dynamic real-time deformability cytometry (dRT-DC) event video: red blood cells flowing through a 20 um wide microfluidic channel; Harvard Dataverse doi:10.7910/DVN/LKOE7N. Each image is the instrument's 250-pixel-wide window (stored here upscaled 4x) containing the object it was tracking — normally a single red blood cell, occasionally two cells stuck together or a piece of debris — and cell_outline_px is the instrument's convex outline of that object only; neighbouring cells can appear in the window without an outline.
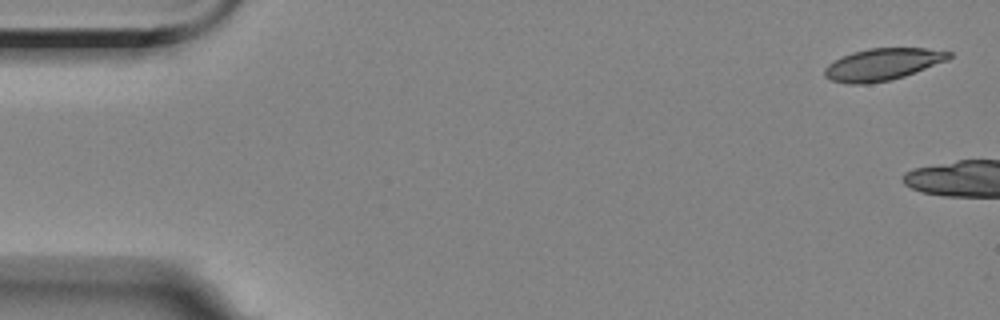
{"species": "Egyptian fruit bat (a non-hibernating species)", "species_latin": "Rousettus aegyptiacus", "temperature_condition": "room temperature", "stored_images_in_passage": 2, "camera_frame_rate_fps": 3000, "um_per_image_px": 0.085, "animal": {"sex": "female"}, "frame": {"image": 1, "passage_image": 1, "time_ms": 0.0, "image_size_px": [1000, 320], "cell_outline_px": [[952, 56], [948, 60], [904, 76], [888, 80], [868, 84], [848, 84], [832, 80], [824, 76], [824, 68], [828, 64], [852, 52], [868, 48], [924, 48], [952, 52]], "centroid_in_image_um": [75.02, 5.47], "position_along_channel_um": 10.0, "area_um2": 23.0}}